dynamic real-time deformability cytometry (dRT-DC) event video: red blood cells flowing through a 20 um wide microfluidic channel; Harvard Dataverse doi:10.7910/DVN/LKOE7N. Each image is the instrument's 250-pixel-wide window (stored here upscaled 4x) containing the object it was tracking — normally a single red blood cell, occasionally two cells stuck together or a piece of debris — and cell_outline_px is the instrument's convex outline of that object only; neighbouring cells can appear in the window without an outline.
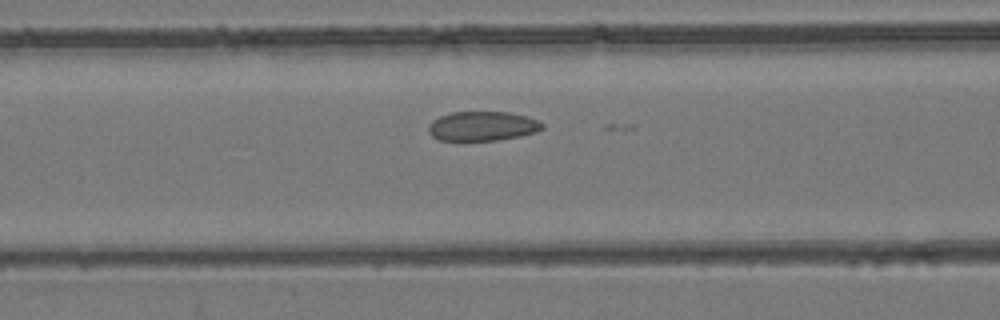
{"species": "common noctule bat (a hibernating species)", "species_latin": "Nyctalus noctula", "temperature_condition": "room temperature", "stored_images_in_passage": 48, "camera_frame_rate_fps": 3000, "um_per_image_px": 0.085, "animal": {"sex": "female", "body_mass_g": 24.6, "forearm_length_mm": 56.2}, "frame": {"image": 1, "passage_image": 16, "time_ms": 5.0, "image_size_px": [1000, 320], "cell_outline_px": [[544, 128], [536, 132], [520, 136], [496, 140], [440, 140], [432, 136], [428, 132], [428, 124], [432, 120], [440, 116], [452, 112], [508, 112], [528, 116], [544, 124]], "centroid_in_image_um": [41.0, 10.71], "position_along_channel_um": 125.6, "area_um2": 19.54}}
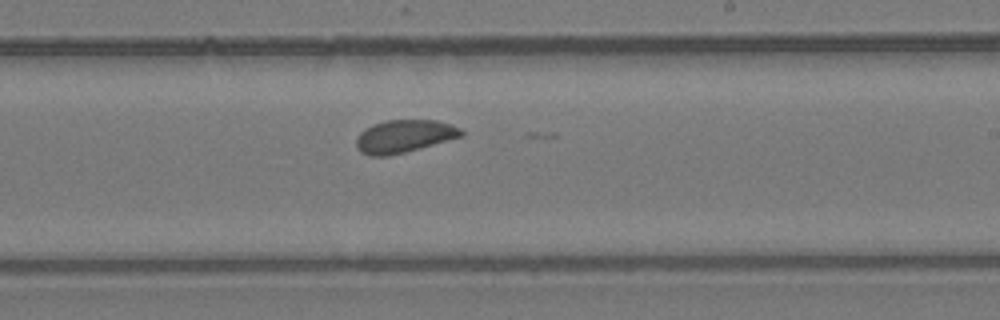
{"frame": {"image": 2, "passage_image": 26, "time_ms": 8.333, "image_size_px": [1000, 320], "cell_outline_px": [[464, 136], [404, 152], [388, 156], [368, 156], [360, 152], [356, 148], [356, 136], [360, 132], [372, 124], [384, 120], [436, 120], [452, 124], [460, 128], [464, 132]], "centroid_in_image_um": [34.33, 11.58], "position_along_channel_um": 254.7, "area_um2": 20.23}}
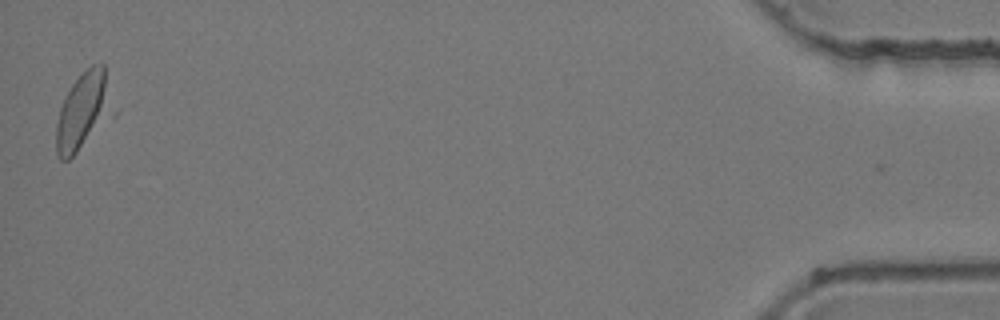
{"frame": {"image": 3, "passage_image": 47, "time_ms": 15.333, "image_size_px": [1000, 320], "cell_outline_px": [[116, 116], [68, 160], [60, 160], [56, 156], [56, 124], [60, 108], [72, 84], [92, 64], [104, 64], [116, 112]], "centroid_in_image_um": [7.15, 9.48], "position_along_channel_um": 428.0, "area_um2": 26.13}}